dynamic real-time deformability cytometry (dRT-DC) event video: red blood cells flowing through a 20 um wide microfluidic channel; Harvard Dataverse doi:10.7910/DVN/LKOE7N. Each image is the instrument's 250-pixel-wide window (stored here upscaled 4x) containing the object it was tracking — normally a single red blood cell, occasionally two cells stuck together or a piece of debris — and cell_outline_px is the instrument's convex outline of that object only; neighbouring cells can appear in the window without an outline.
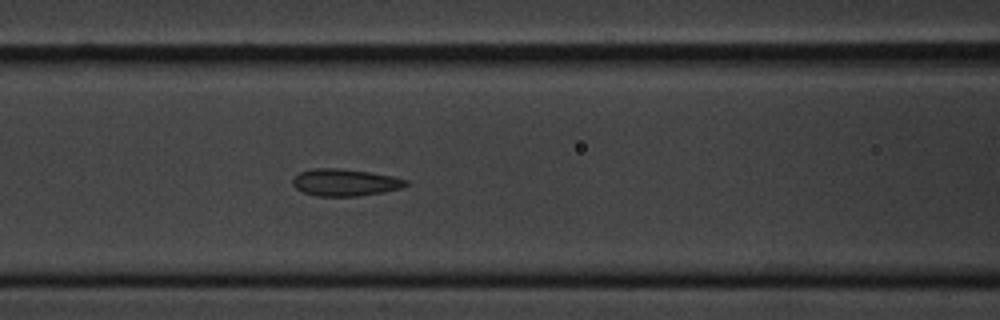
{"species": "common noctule bat (a hibernating species)", "species_latin": "Nyctalus noctula", "temperature_condition": "cold", "stored_images_in_passage": 7, "segment_of_instrument_passage": [1, 2], "camera_frame_rate_fps": 3000, "um_per_image_px": 0.085, "animal": {"sex": "male", "body_mass_g": 20.1, "forearm_length_mm": 53.5}, "frame": {"image": 1, "passage_image": 6, "time_ms": 6.0, "image_size_px": [1000, 320], "cell_outline_px": [[408, 184], [404, 188], [384, 192], [356, 196], [316, 196], [304, 192], [296, 188], [292, 184], [292, 180], [300, 172], [312, 168], [336, 168], [368, 172], [392, 176], [408, 180]], "centroid_in_image_um": [29.34, 15.51], "position_along_channel_um": 137.3, "area_um2": 17.8}}